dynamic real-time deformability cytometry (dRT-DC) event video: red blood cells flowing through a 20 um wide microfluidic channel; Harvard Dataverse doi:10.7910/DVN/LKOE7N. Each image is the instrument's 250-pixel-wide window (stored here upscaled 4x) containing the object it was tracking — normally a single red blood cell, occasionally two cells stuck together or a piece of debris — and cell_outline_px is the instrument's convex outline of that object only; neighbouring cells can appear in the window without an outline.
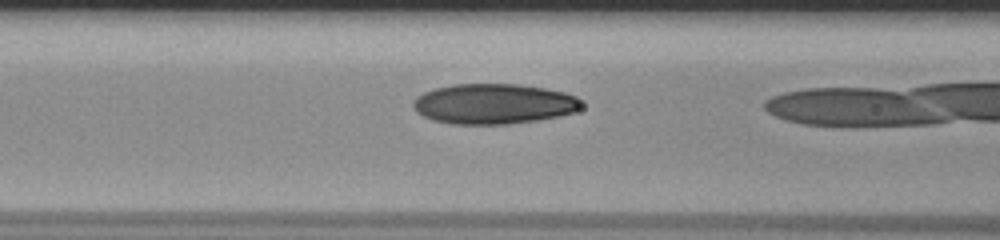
{"species": "human", "species_latin": "Homo sapiens", "temperature_condition": "room temperature", "stored_images_in_passage": 22, "camera_frame_rate_fps": 3000, "um_per_image_px": 0.085, "donor": {"sex": "male"}, "frame": {"image": 1, "passage_image": 20, "time_ms": 6.333, "image_size_px": [1000, 240], "cell_outline_px": [[580, 108], [572, 112], [560, 116], [536, 120], [508, 124], [452, 124], [432, 120], [416, 112], [412, 108], [412, 100], [416, 96], [424, 92], [436, 88], [452, 84], [516, 84], [544, 88], [564, 92], [576, 96], [580, 100]], "centroid_in_image_um": [41.91, 8.83], "position_along_channel_um": 124.7, "area_um2": 39.54}}